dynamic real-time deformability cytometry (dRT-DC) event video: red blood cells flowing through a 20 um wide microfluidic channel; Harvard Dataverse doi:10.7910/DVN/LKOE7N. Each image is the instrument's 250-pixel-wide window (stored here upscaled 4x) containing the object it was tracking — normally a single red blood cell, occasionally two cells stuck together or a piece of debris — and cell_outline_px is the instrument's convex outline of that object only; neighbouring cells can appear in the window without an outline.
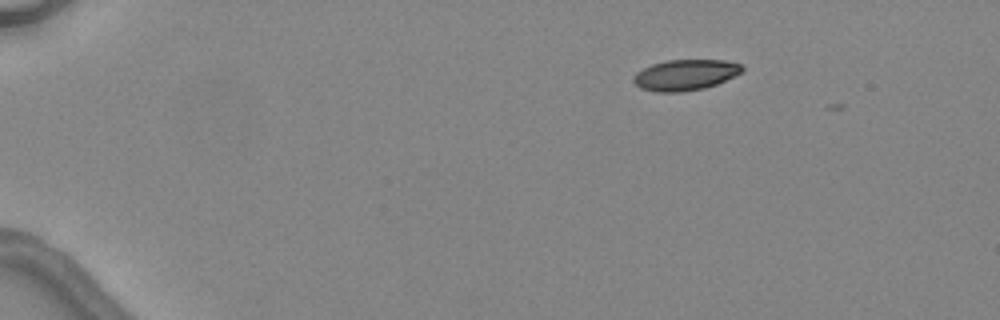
{"species": "common noctule bat (a hibernating species)", "species_latin": "Nyctalus noctula", "temperature_condition": "warm", "stored_images_in_passage": 3, "camera_frame_rate_fps": 3000, "um_per_image_px": 0.085, "animal": {"sex": "female", "body_mass_g": 24.6, "forearm_length_mm": 56.2}, "frame": {"image": 1, "passage_image": 1, "time_ms": 0.0, "image_size_px": [1000, 320], "cell_outline_px": [[744, 68], [740, 72], [716, 84], [704, 88], [680, 92], [656, 92], [640, 88], [632, 80], [632, 76], [636, 72], [652, 64], [668, 60], [724, 60], [740, 64]], "centroid_in_image_um": [58.19, 6.37], "position_along_channel_um": 26.8, "area_um2": 19.31}}